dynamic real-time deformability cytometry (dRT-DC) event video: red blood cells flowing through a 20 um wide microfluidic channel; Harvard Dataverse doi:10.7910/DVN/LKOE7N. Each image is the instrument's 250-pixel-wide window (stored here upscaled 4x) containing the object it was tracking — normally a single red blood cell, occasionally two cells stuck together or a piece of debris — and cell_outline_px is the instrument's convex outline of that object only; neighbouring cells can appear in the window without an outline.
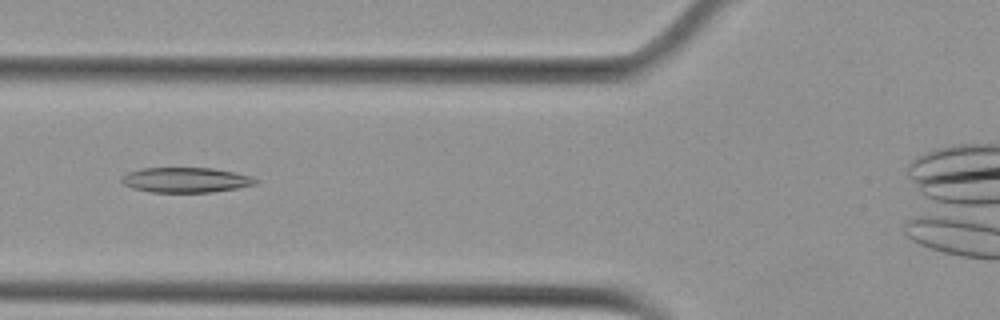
{"species": "Egyptian fruit bat (a non-hibernating species)", "species_latin": "Rousettus aegyptiacus", "temperature_condition": "cold", "stored_images_in_passage": 45, "camera_frame_rate_fps": 3000, "um_per_image_px": 0.085, "animal": {"sex": "female"}, "frame": {"image": 1, "passage_image": 17, "time_ms": 5.333, "image_size_px": [1000, 320], "cell_outline_px": [[260, 184], [212, 192], [152, 192], [132, 188], [124, 184], [120, 180], [120, 176], [128, 172], [140, 168], [212, 168], [232, 172], [248, 176], [260, 180]], "centroid_in_image_um": [15.77, 15.3], "position_along_channel_um": 110.0, "area_um2": 19.59}}
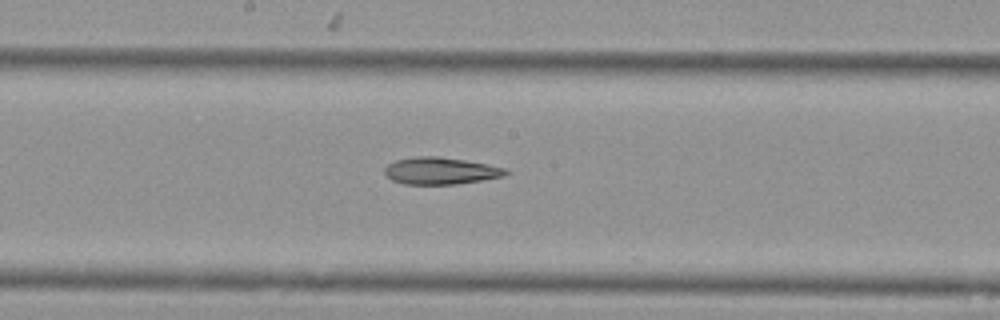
{"frame": {"image": 2, "passage_image": 25, "time_ms": 8.0, "image_size_px": [1000, 320], "cell_outline_px": [[512, 172], [504, 176], [456, 184], [404, 184], [392, 180], [384, 172], [384, 168], [388, 164], [396, 160], [416, 156], [436, 156], [464, 160], [488, 164], [504, 168]], "centroid_in_image_um": [37.45, 14.52], "position_along_channel_um": 210.8, "area_um2": 18.96}}
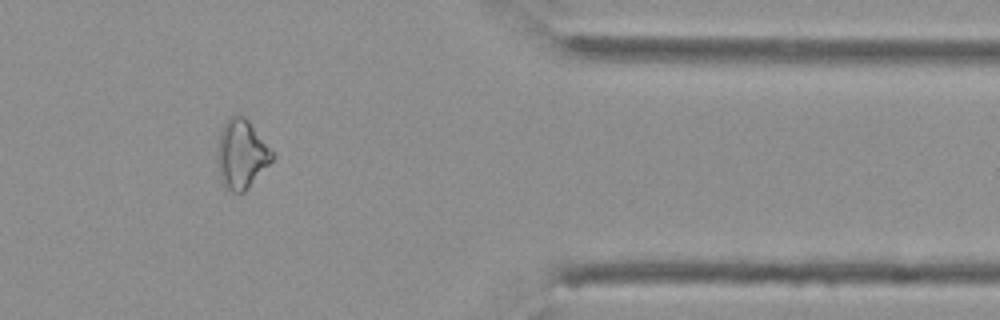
{"frame": {"image": 3, "passage_image": 41, "time_ms": 13.333, "image_size_px": [1000, 320], "cell_outline_px": [[276, 156], [248, 188], [244, 192], [232, 192], [224, 188], [216, 160], [220, 132], [228, 116], [236, 112], [240, 112], [248, 120]], "centroid_in_image_um": [20.51, 13.07], "position_along_channel_um": 390.9, "area_um2": 22.14}}